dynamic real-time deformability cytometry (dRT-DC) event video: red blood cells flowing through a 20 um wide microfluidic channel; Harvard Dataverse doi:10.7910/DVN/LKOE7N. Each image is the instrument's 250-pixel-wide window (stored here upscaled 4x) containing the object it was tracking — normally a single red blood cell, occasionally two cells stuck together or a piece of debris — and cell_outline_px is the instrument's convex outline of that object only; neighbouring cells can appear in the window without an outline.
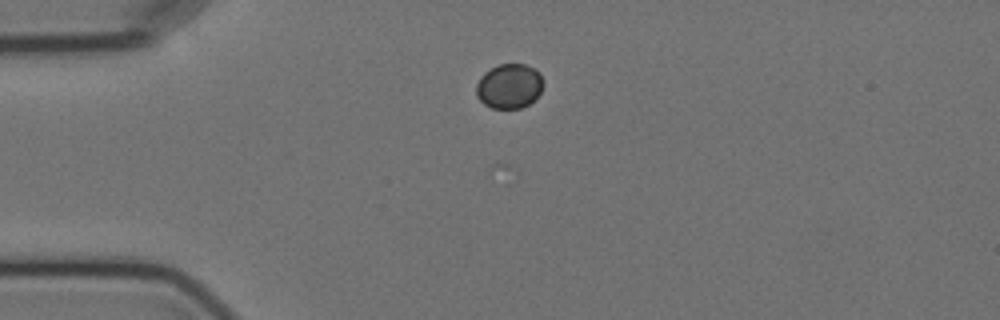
{"species": "Egyptian fruit bat (a non-hibernating species)", "species_latin": "Rousettus aegyptiacus", "temperature_condition": "cold", "stored_images_in_passage": 4, "camera_frame_rate_fps": 3000, "um_per_image_px": 0.085, "animal": {"sex": "female"}, "frame": {"image": 1, "passage_image": 3, "time_ms": 3.667, "image_size_px": [1000, 320], "cell_outline_px": [[544, 84], [540, 92], [528, 104], [520, 108], [492, 108], [484, 104], [476, 96], [476, 84], [480, 76], [484, 72], [500, 64], [524, 64], [540, 72], [544, 80]], "centroid_in_image_um": [43.28, 7.31], "position_along_channel_um": 41.7, "area_um2": 17.46}}